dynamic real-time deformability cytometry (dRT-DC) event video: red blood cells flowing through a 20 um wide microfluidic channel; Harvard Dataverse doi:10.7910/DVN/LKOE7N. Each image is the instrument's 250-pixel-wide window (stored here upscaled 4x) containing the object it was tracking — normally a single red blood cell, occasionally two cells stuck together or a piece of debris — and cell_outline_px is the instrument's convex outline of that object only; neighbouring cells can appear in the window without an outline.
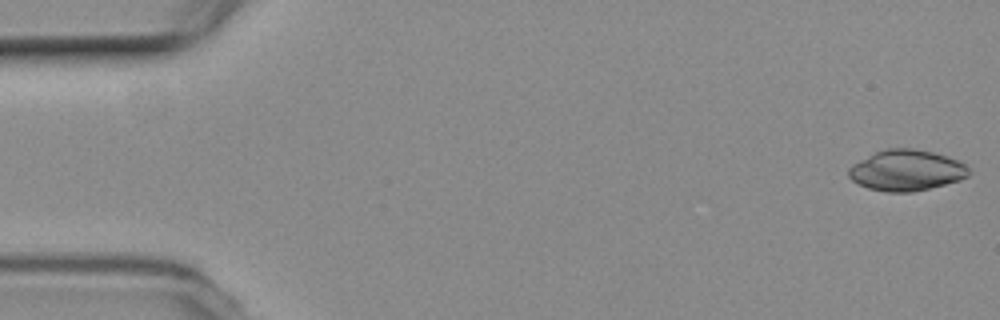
{"species": "common noctule bat (a hibernating species)", "species_latin": "Nyctalus noctula", "temperature_condition": "room temperature", "stored_images_in_passage": 54, "camera_frame_rate_fps": 3000, "um_per_image_px": 0.085, "animal": {"sex": "female", "body_mass_g": 19.3, "forearm_length_mm": 54.1}, "frame": {"image": 1, "passage_image": 1, "time_ms": 0.0, "image_size_px": [1000, 320], "cell_outline_px": [[972, 172], [968, 176], [960, 180], [912, 192], [888, 192], [868, 188], [852, 180], [848, 176], [848, 168], [852, 164], [876, 152], [888, 148], [912, 148], [932, 152], [956, 160], [964, 164]], "centroid_in_image_um": [77.03, 14.48], "position_along_channel_um": 8.0, "area_um2": 28.32}}